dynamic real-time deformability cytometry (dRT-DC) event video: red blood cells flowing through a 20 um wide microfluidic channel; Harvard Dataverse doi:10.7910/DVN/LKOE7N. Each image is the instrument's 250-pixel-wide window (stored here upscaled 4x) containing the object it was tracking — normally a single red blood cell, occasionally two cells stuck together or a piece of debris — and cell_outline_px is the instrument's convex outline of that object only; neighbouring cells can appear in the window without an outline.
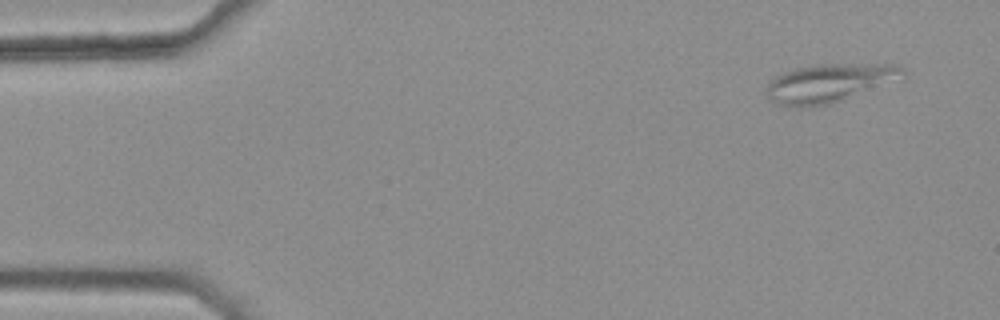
{"species": "common noctule bat (a hibernating species)", "species_latin": "Nyctalus noctula", "temperature_condition": "warm", "stored_images_in_passage": 3, "segment_of_instrument_passage": [2, 2], "camera_frame_rate_fps": 3000, "um_per_image_px": 0.085, "animal": {"sex": "female", "body_mass_g": 25.1}, "frame": {"image": 1, "passage_image": 3, "time_ms": 0.667, "image_size_px": [1000, 320], "cell_outline_px": [[908, 72], [904, 76], [832, 104], [800, 108], [776, 104], [768, 100], [764, 92], [768, 84], [776, 76], [784, 72], [796, 68], [812, 64], [892, 64], [904, 68]], "centroid_in_image_um": [70.41, 7.07], "position_along_channel_um": 14.6, "area_um2": 30.63}}